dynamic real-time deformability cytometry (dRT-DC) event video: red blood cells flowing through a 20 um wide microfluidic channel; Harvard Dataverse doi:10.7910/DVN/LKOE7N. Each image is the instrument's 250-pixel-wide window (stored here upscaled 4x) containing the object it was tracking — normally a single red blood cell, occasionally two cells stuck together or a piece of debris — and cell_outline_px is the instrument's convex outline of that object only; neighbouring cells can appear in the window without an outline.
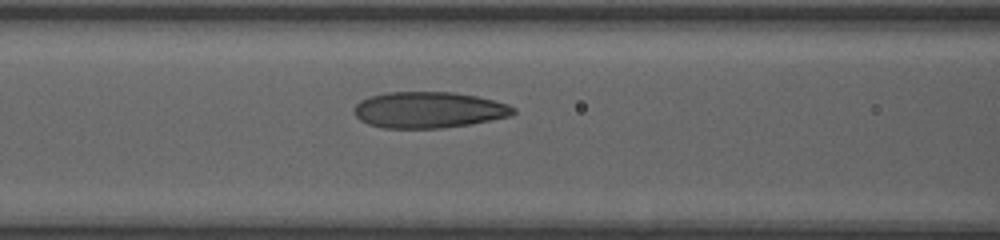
{"species": "human", "species_latin": "Homo sapiens", "temperature_condition": "room temperature", "stored_images_in_passage": 39, "camera_frame_rate_fps": 3000, "um_per_image_px": 0.085, "donor": {"sex": "female"}, "frame": {"image": 1, "passage_image": 19, "time_ms": 6.0, "image_size_px": [1000, 240], "cell_outline_px": [[516, 112], [508, 116], [468, 124], [440, 128], [384, 128], [368, 124], [360, 120], [352, 112], [356, 104], [360, 100], [368, 96], [388, 92], [452, 92], [476, 96], [508, 104], [516, 108]], "centroid_in_image_um": [36.38, 9.33], "position_along_channel_um": 130.2, "area_um2": 33.47}}
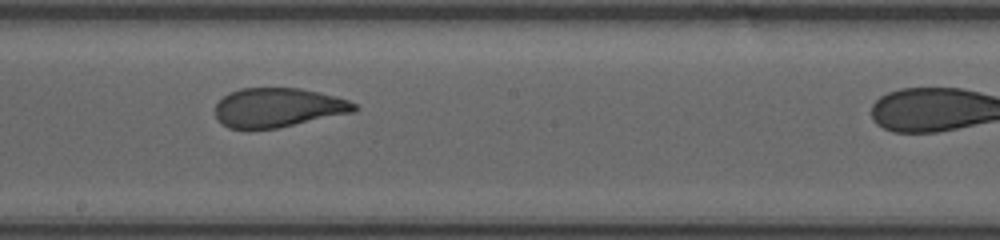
{"frame": {"image": 2, "passage_image": 26, "time_ms": 8.333, "image_size_px": [1000, 240], "cell_outline_px": [[360, 108], [356, 112], [276, 128], [228, 128], [216, 116], [216, 104], [228, 92], [240, 88], [300, 88], [348, 100], [356, 104]], "centroid_in_image_um": [23.66, 9.14], "position_along_channel_um": 224.5, "area_um2": 31.5}}
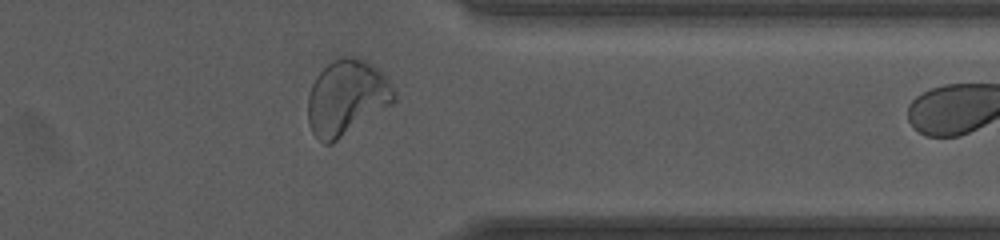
{"frame": {"image": 3, "passage_image": 38, "time_ms": 12.333, "image_size_px": [1000, 240], "cell_outline_px": [[396, 100], [392, 104], [332, 144], [324, 144], [312, 132], [308, 124], [308, 96], [312, 84], [316, 76], [332, 60], [348, 52], [372, 64], [384, 72], [396, 92]], "centroid_in_image_um": [29.48, 8.26], "position_along_channel_um": 381.9, "area_um2": 38.38}}